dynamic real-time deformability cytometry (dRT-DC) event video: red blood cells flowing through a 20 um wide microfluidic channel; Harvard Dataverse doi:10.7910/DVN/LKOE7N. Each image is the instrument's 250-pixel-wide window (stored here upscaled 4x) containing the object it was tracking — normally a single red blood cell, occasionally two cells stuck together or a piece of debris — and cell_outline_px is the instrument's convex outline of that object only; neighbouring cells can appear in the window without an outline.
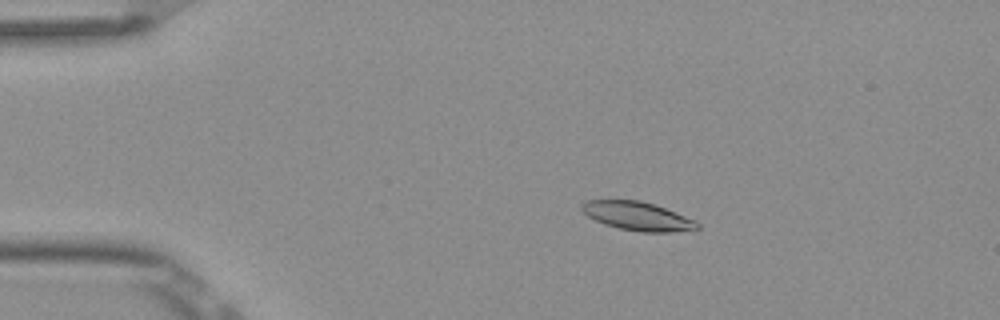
{"species": "Egyptian fruit bat (a non-hibernating species)", "species_latin": "Rousettus aegyptiacus", "temperature_condition": "room temperature", "stored_images_in_passage": 6, "camera_frame_rate_fps": 3000, "um_per_image_px": 0.085, "frame": {"image": 1, "passage_image": 4, "time_ms": 1.0, "image_size_px": [1000, 320], "cell_outline_px": [[700, 228], [696, 232], [640, 232], [620, 228], [604, 224], [588, 216], [580, 208], [580, 204], [588, 200], [640, 200], [664, 208], [696, 220], [700, 224]], "centroid_in_image_um": [54.27, 18.39], "position_along_channel_um": 30.7, "area_um2": 19.48}}
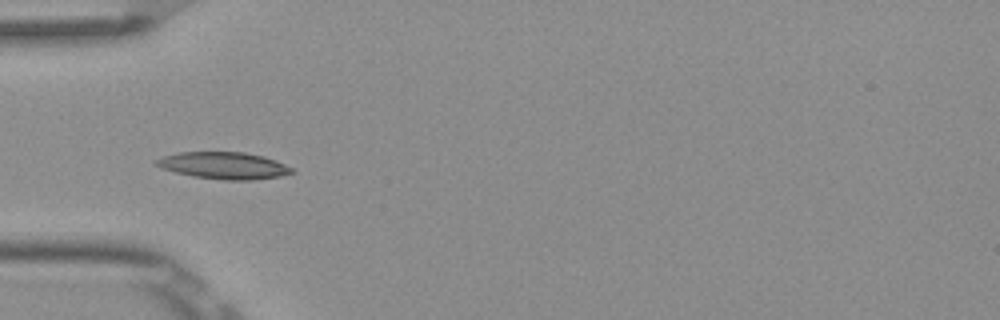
{"frame": {"image": 2, "passage_image": 6, "time_ms": 1.667, "image_size_px": [1000, 320], "cell_outline_px": [[296, 172], [280, 176], [252, 180], [224, 180], [192, 176], [160, 168], [152, 160], [176, 152], [244, 152], [264, 156], [284, 164], [292, 168]], "centroid_in_image_um": [19.0, 14.07], "position_along_channel_um": 66.0, "area_um2": 21.33}}